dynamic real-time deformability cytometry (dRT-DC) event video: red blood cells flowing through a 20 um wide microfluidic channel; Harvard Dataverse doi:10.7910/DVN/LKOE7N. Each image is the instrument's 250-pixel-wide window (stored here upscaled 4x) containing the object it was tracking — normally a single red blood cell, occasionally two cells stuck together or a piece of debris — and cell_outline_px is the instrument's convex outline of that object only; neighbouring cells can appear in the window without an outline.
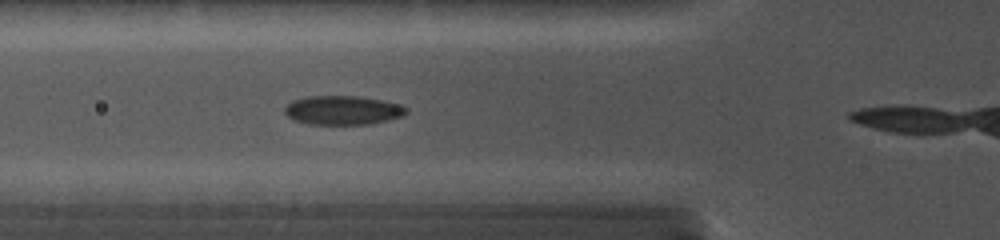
{"species": "common noctule bat (a hibernating species)", "species_latin": "Nyctalus noctula", "temperature_condition": "cold", "stored_images_in_passage": 5, "camera_frame_rate_fps": 5000, "um_per_image_px": 0.085, "animal": {"sex": "female", "body_mass_g": 19.0, "forearm_length_mm": 56.7}, "frame": {"image": 1, "passage_image": 3, "time_ms": 1.4, "image_size_px": [1000, 240], "cell_outline_px": [[408, 112], [400, 116], [368, 124], [308, 124], [296, 120], [288, 116], [284, 112], [284, 108], [292, 100], [308, 96], [360, 96], [380, 100], [396, 104], [408, 108]], "centroid_in_image_um": [29.08, 9.36], "position_along_channel_um": 96.7, "area_um2": 20.23}}